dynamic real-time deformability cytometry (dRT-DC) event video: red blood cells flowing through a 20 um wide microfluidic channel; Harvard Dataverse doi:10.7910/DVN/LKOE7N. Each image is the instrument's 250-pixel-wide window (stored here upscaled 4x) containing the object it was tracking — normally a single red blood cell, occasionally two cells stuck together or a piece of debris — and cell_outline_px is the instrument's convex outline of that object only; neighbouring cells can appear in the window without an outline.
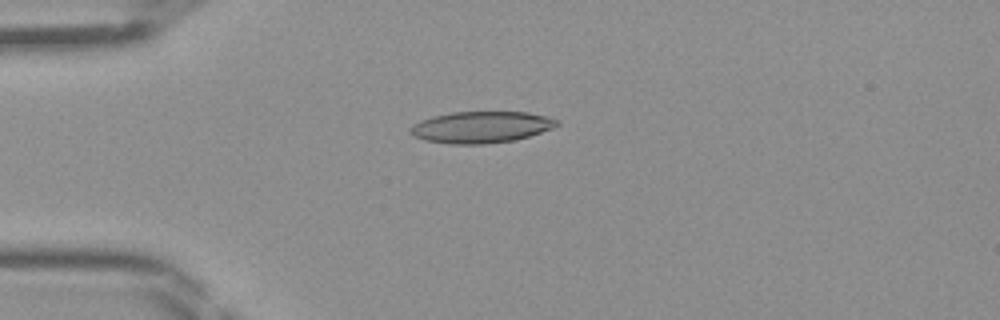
{"species": "Egyptian fruit bat (a non-hibernating species)", "species_latin": "Rousettus aegyptiacus", "temperature_condition": "room temperature", "stored_images_in_passage": 46, "camera_frame_rate_fps": 3000, "um_per_image_px": 0.085, "frame": {"image": 1, "passage_image": 12, "time_ms": 3.667, "image_size_px": [1000, 320], "cell_outline_px": [[560, 124], [552, 128], [516, 140], [484, 144], [448, 144], [424, 140], [412, 136], [408, 132], [408, 128], [420, 120], [432, 116], [452, 112], [528, 112], [548, 116], [560, 120]], "centroid_in_image_um": [40.87, 10.81], "position_along_channel_um": 44.1, "area_um2": 27.22}}
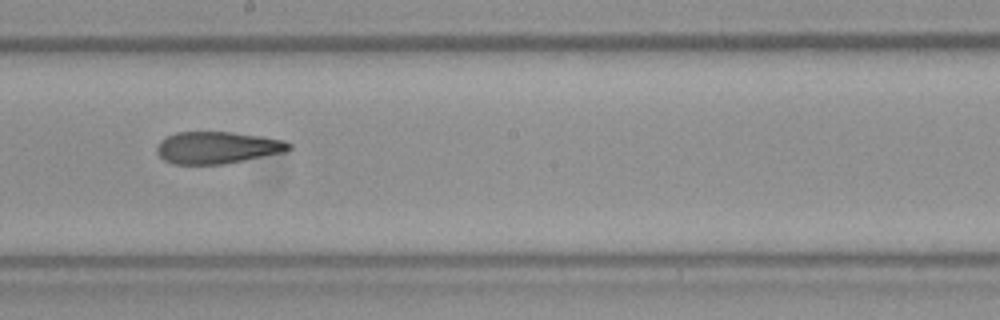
{"frame": {"image": 2, "passage_image": 26, "time_ms": 8.333, "image_size_px": [1000, 320], "cell_outline_px": [[292, 148], [288, 152], [224, 164], [172, 164], [164, 160], [156, 152], [156, 144], [160, 140], [176, 132], [232, 132], [260, 136], [284, 140], [292, 144]], "centroid_in_image_um": [18.49, 12.55], "position_along_channel_um": 229.7, "area_um2": 24.91}}
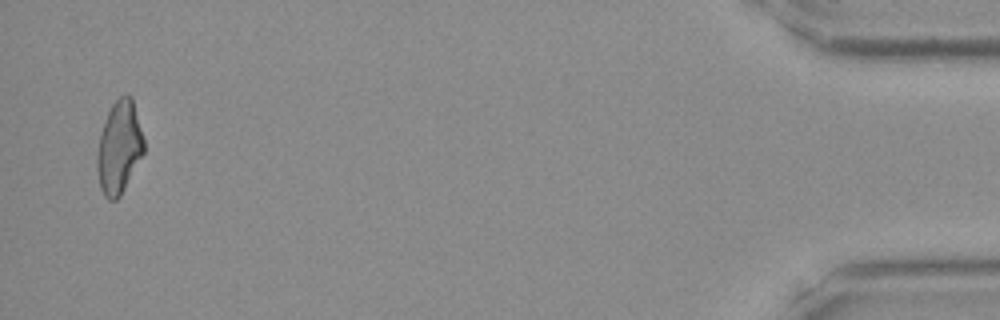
{"frame": {"image": 3, "passage_image": 45, "time_ms": 14.667, "image_size_px": [1000, 320], "cell_outline_px": [[144, 152], [120, 196], [116, 200], [108, 200], [104, 196], [100, 188], [96, 168], [96, 156], [100, 136], [108, 112], [112, 104], [124, 92], [128, 92], [132, 96], [144, 140]], "centroid_in_image_um": [10.12, 12.51], "position_along_channel_um": 425.1, "area_um2": 25.26}}